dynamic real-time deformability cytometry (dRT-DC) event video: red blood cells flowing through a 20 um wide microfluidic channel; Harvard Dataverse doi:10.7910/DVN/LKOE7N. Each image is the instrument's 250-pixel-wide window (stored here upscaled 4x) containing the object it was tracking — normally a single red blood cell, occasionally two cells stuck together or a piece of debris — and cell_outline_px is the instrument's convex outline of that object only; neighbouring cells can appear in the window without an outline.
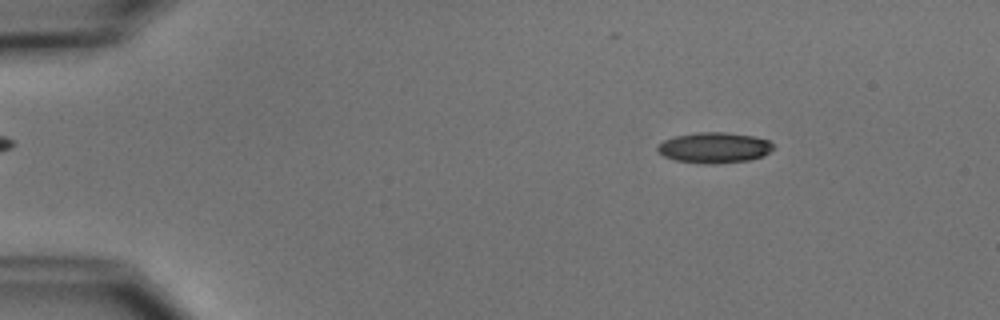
{"species": "common noctule bat (a hibernating species)", "species_latin": "Nyctalus noctula", "temperature_condition": "cold", "stored_images_in_passage": 47, "camera_frame_rate_fps": 3000, "um_per_image_px": 0.085, "animal": {"sex": "male", "body_mass_g": 15.6}, "frame": {"image": 1, "passage_image": 1, "time_ms": 0.0, "image_size_px": [1000, 320], "cell_outline_px": [[772, 148], [764, 156], [752, 160], [712, 164], [704, 164], [676, 160], [664, 156], [656, 152], [656, 144], [664, 140], [676, 136], [696, 132], [724, 132], [752, 136], [768, 140], [772, 144]], "centroid_in_image_um": [60.67, 12.56], "position_along_channel_um": 24.3, "area_um2": 20.75}}
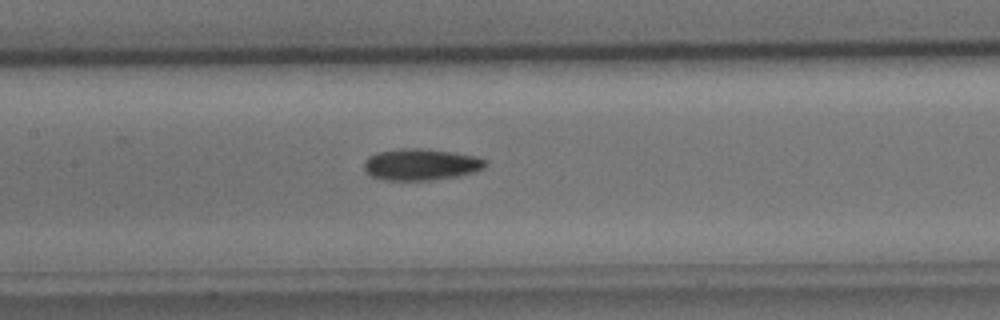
{"frame": {"image": 2, "passage_image": 19, "time_ms": 6.0, "image_size_px": [1000, 320], "cell_outline_px": [[488, 164], [484, 168], [460, 176], [432, 180], [384, 180], [372, 176], [364, 168], [364, 160], [368, 156], [376, 152], [404, 148], [420, 148], [452, 152], [476, 156], [488, 160]], "centroid_in_image_um": [35.8, 13.98], "position_along_channel_um": 171.6, "area_um2": 22.43}}
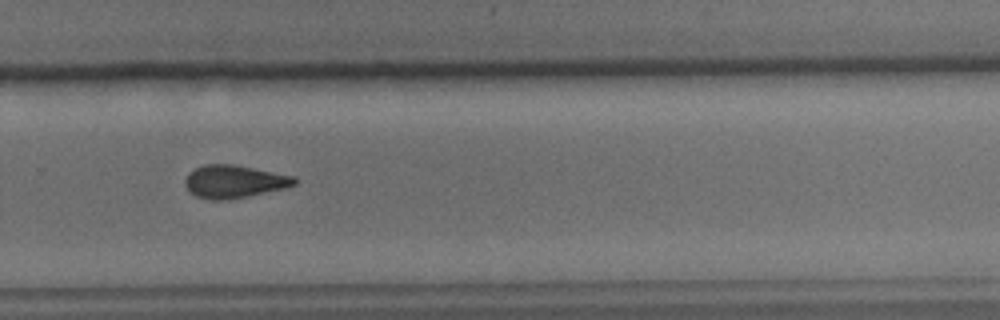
{"frame": {"image": 3, "passage_image": 30, "time_ms": 9.667, "image_size_px": [1000, 320], "cell_outline_px": [[296, 184], [284, 188], [248, 196], [228, 200], [212, 200], [196, 196], [188, 192], [184, 184], [184, 180], [188, 172], [204, 164], [232, 164], [296, 176]], "centroid_in_image_um": [19.86, 15.43], "position_along_channel_um": 309.9, "area_um2": 21.04}, "authors_computed_cell_mechanics": {"area_um2": 20.9814, "velocity_mm_per_s": 3.7801, "shape_relaxation_time_tau1_ms": 4.9138, "shape_relaxation_time_tau2_ms": null, "deformation_change_tau1": 0.1333, "deformation_change_tau2": null}}